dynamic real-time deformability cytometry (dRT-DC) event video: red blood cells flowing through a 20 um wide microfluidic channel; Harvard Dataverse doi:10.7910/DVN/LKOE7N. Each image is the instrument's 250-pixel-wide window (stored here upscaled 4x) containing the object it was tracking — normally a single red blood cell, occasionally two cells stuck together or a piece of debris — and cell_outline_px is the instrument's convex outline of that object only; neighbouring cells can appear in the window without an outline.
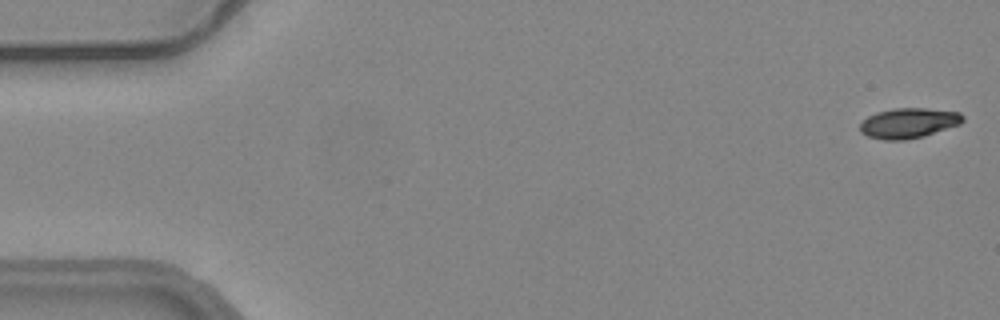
{"species": "common noctule bat (a hibernating species)", "species_latin": "Nyctalus noctula", "temperature_condition": "warm", "stored_images_in_passage": 56, "camera_frame_rate_fps": 3000, "um_per_image_px": 0.085, "animal": {"sex": "female", "body_mass_g": 24.6, "forearm_length_mm": 56.2}, "frame": {"image": 1, "passage_image": 2, "time_ms": 0.333, "image_size_px": [1000, 320], "cell_outline_px": [[964, 120], [960, 124], [924, 136], [904, 140], [884, 140], [868, 136], [860, 132], [860, 124], [868, 116], [876, 112], [896, 108], [924, 108], [960, 112], [964, 116]], "centroid_in_image_um": [77.23, 10.46], "position_along_channel_um": 7.8, "area_um2": 18.03}}
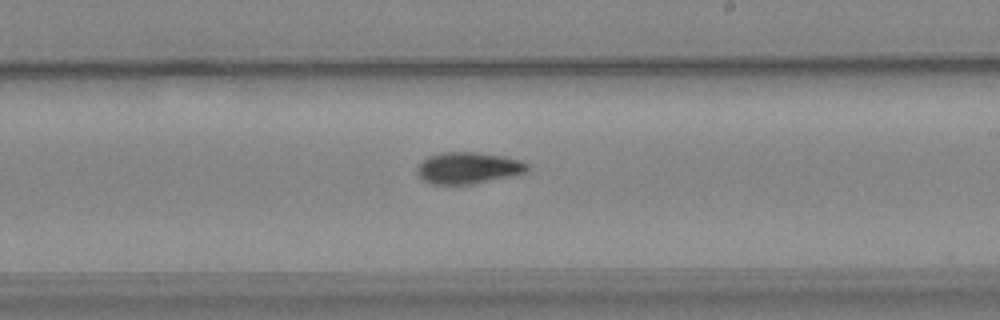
{"frame": {"image": 2, "passage_image": 33, "time_ms": 10.667, "image_size_px": [1000, 320], "cell_outline_px": [[528, 172], [476, 184], [432, 184], [424, 180], [416, 172], [416, 168], [420, 160], [428, 156], [440, 152], [476, 152], [504, 156], [520, 160], [528, 164]], "centroid_in_image_um": [39.78, 14.27], "position_along_channel_um": 249.2, "area_um2": 20.52}}
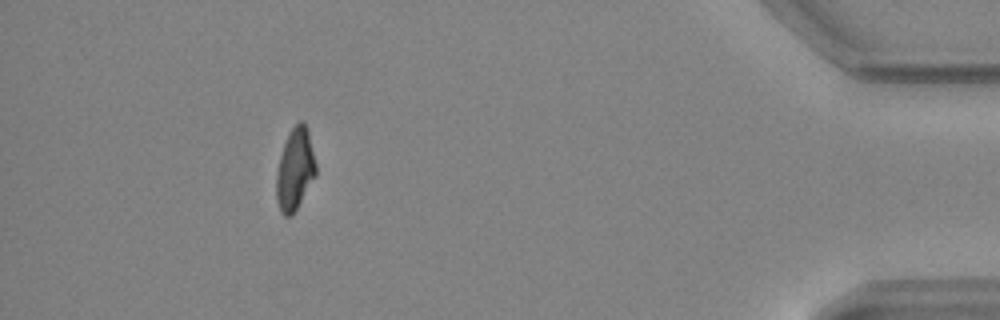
{"frame": {"image": 3, "passage_image": 51, "time_ms": 16.667, "image_size_px": [1000, 320], "cell_outline_px": [[316, 176], [292, 216], [284, 216], [280, 212], [276, 200], [276, 172], [280, 156], [288, 132], [300, 120], [304, 120], [308, 128], [316, 164]], "centroid_in_image_um": [25.07, 14.39], "position_along_channel_um": 410.1, "area_um2": 19.13}, "authors_computed_cell_mechanics": {"area_um2": 19.3341, "velocity_mm_per_s": 3.717, "shape_relaxation_time_tau1_ms": 7.1398, "shape_relaxation_time_tau2_ms": null, "deformation_change_tau1": 0.1978, "deformation_change_tau2": null}}